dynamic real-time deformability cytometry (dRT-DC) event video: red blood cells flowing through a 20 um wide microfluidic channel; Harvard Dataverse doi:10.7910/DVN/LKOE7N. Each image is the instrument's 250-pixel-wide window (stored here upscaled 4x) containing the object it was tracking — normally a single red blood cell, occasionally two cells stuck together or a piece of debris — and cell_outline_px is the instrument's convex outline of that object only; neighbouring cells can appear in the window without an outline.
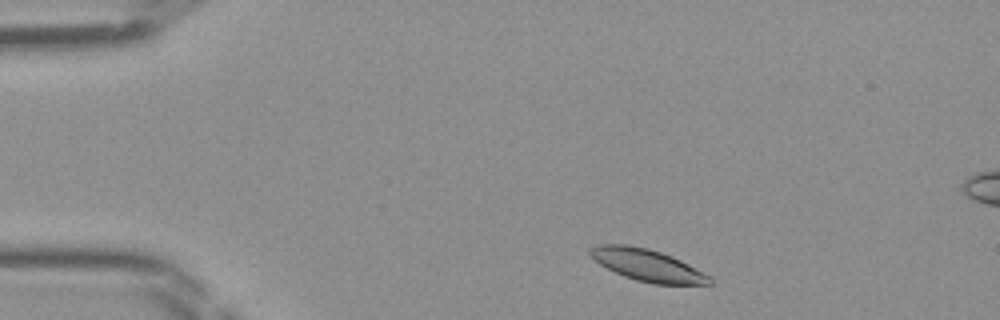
{"species": "Egyptian fruit bat (a non-hibernating species)", "species_latin": "Rousettus aegyptiacus", "temperature_condition": "room temperature", "stored_images_in_passage": 43, "segment_of_instrument_passage": [1, 2], "camera_frame_rate_fps": 3000, "um_per_image_px": 0.085, "frame": {"image": 1, "passage_image": 3, "time_ms": 0.667, "image_size_px": [1000, 320], "cell_outline_px": [[712, 284], [652, 284], [636, 280], [624, 276], [600, 264], [588, 252], [588, 248], [596, 244], [628, 244], [648, 248], [672, 256], [712, 276]], "centroid_in_image_um": [55.03, 22.53], "position_along_channel_um": 30.0, "area_um2": 22.25}}
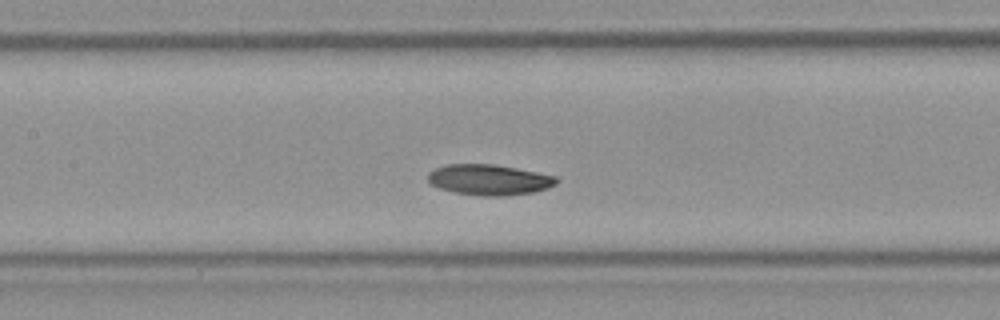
{"frame": {"image": 2, "passage_image": 17, "time_ms": 5.333, "image_size_px": [1000, 320], "cell_outline_px": [[556, 184], [548, 188], [536, 192], [504, 196], [480, 196], [456, 192], [440, 188], [432, 184], [428, 180], [428, 172], [436, 168], [448, 164], [492, 164], [516, 168], [556, 176]], "centroid_in_image_um": [41.59, 15.28], "position_along_channel_um": 165.8, "area_um2": 22.83}}
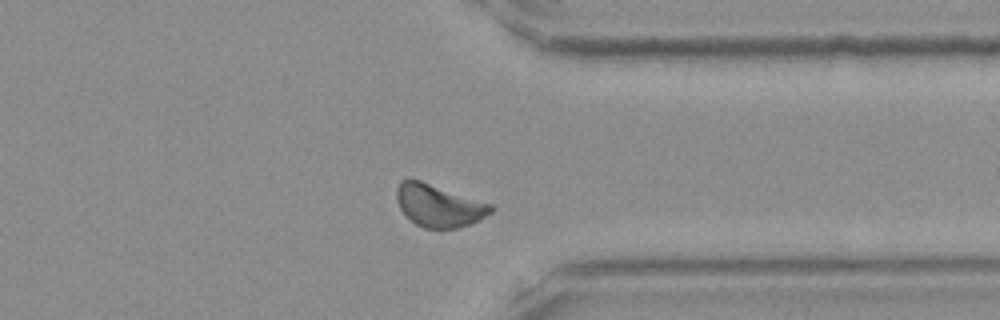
{"frame": {"image": 3, "passage_image": 32, "time_ms": 10.333, "image_size_px": [1000, 320], "cell_outline_px": [[496, 208], [492, 212], [468, 224], [456, 228], [424, 228], [416, 224], [400, 208], [396, 200], [396, 188], [400, 180], [420, 180], [492, 204]], "centroid_in_image_um": [37.29, 17.46], "position_along_channel_um": 374.1, "area_um2": 22.95}}